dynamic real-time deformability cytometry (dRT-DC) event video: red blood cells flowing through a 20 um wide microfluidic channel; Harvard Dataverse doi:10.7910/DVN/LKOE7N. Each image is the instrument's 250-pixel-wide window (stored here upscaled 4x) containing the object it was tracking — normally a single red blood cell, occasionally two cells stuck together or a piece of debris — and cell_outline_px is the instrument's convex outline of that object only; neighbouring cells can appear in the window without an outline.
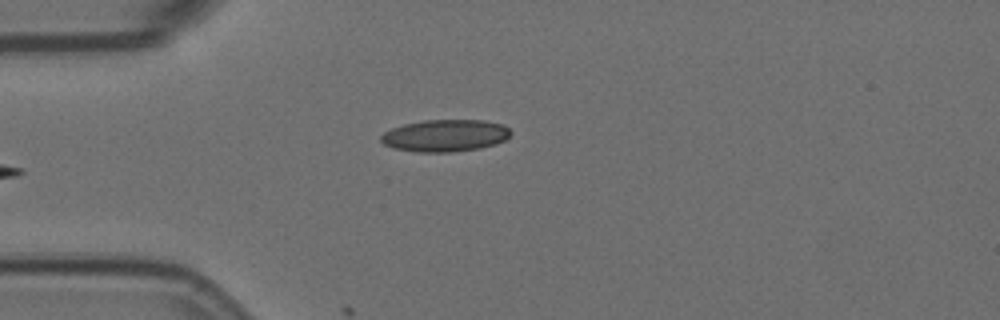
{"species": "Egyptian fruit bat (a non-hibernating species)", "species_latin": "Rousettus aegyptiacus", "temperature_condition": "room temperature", "stored_images_in_passage": 5, "camera_frame_rate_fps": 3000, "um_per_image_px": 0.085, "animal": {"sex": "female"}, "frame": {"image": 1, "passage_image": 5, "time_ms": 1.333, "image_size_px": [1000, 320], "cell_outline_px": [[512, 132], [504, 140], [496, 144], [480, 148], [452, 152], [416, 152], [392, 148], [384, 144], [380, 140], [380, 136], [384, 132], [392, 128], [404, 124], [424, 120], [484, 120], [504, 124]], "centroid_in_image_um": [37.83, 11.52], "position_along_channel_um": 47.2, "area_um2": 24.39}}